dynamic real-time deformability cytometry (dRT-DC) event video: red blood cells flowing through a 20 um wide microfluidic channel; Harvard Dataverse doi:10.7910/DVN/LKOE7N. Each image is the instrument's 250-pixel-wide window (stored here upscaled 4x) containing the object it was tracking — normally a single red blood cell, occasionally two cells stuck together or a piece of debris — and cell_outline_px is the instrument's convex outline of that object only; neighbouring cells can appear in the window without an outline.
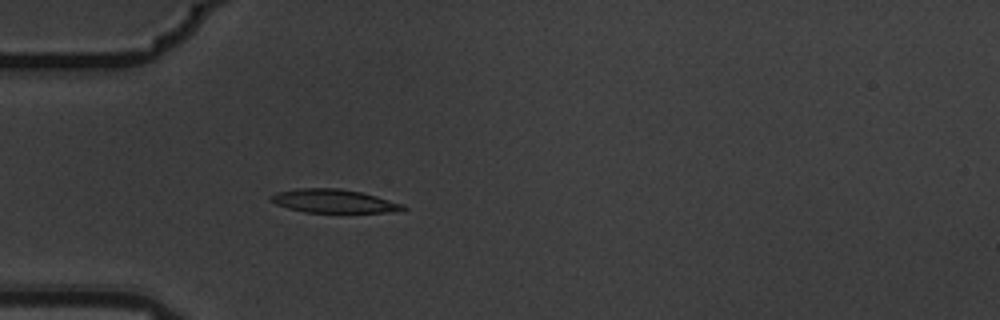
{"species": "common noctule bat (a hibernating species)", "species_latin": "Nyctalus noctula", "temperature_condition": "warm", "stored_images_in_passage": 5, "camera_frame_rate_fps": 3000, "um_per_image_px": 0.085, "animal": {"sex": "male", "body_mass_g": 19.5, "forearm_length_mm": 54.6}, "frame": {"image": 1, "passage_image": 5, "time_ms": 1.333, "image_size_px": [1000, 320], "cell_outline_px": [[408, 208], [404, 212], [304, 212], [288, 208], [276, 204], [272, 200], [272, 196], [276, 192], [300, 188], [340, 188], [360, 192], [376, 196], [404, 204]], "centroid_in_image_um": [28.45, 17.1], "position_along_channel_um": 56.6, "area_um2": 18.03}}